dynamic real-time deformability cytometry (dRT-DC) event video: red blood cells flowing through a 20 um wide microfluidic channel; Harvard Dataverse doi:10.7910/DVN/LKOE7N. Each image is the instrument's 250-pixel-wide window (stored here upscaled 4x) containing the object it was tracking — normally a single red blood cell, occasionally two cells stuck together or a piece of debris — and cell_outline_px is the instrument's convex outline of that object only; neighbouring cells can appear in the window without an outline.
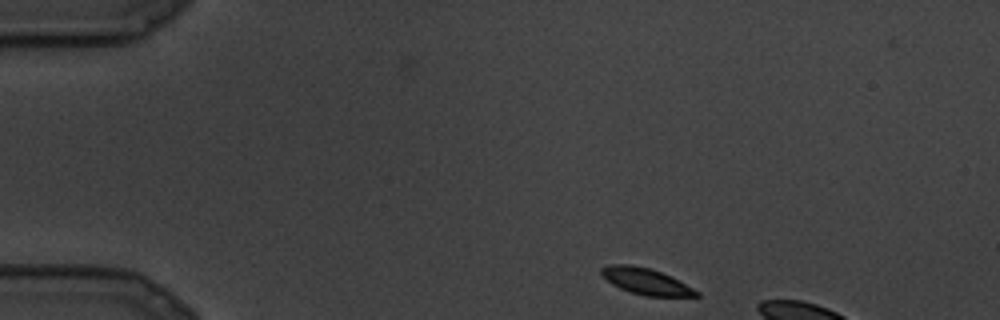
{"species": "common noctule bat (a hibernating species)", "species_latin": "Nyctalus noctula", "temperature_condition": "cold", "stored_images_in_passage": 3, "camera_frame_rate_fps": 3000, "um_per_image_px": 0.085, "animal": {"sex": "male", "body_mass_g": 19.5, "forearm_length_mm": 54.6}, "frame": {"image": 1, "passage_image": 1, "time_ms": 0.0, "image_size_px": [1000, 320], "cell_outline_px": [[700, 296], [644, 296], [620, 288], [612, 284], [600, 272], [600, 268], [608, 264], [628, 264], [652, 268], [700, 292]], "centroid_in_image_um": [54.86, 23.9], "position_along_channel_um": 30.1, "area_um2": 14.28}}